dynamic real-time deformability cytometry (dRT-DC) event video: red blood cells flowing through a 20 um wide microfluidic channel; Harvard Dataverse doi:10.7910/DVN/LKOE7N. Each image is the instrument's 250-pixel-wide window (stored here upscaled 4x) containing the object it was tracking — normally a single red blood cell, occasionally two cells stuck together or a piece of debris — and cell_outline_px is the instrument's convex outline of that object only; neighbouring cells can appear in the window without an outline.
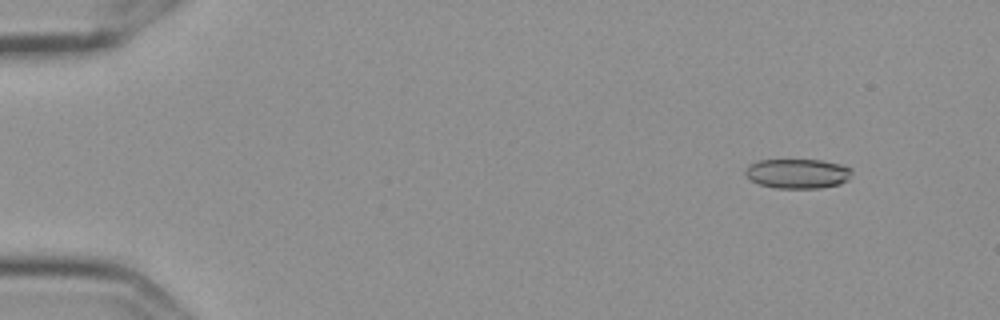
{"species": "Egyptian fruit bat (a non-hibernating species)", "species_latin": "Rousettus aegyptiacus", "temperature_condition": "cold", "stored_images_in_passage": 16, "camera_frame_rate_fps": 3000, "um_per_image_px": 0.085, "frame": {"image": 1, "passage_image": 6, "time_ms": 1.667, "image_size_px": [1000, 320], "cell_outline_px": [[852, 172], [848, 180], [840, 184], [820, 188], [776, 188], [760, 184], [752, 180], [744, 172], [748, 164], [756, 160], [820, 160], [840, 164], [852, 168]], "centroid_in_image_um": [67.81, 14.75], "position_along_channel_um": 17.2, "area_um2": 18.44}}